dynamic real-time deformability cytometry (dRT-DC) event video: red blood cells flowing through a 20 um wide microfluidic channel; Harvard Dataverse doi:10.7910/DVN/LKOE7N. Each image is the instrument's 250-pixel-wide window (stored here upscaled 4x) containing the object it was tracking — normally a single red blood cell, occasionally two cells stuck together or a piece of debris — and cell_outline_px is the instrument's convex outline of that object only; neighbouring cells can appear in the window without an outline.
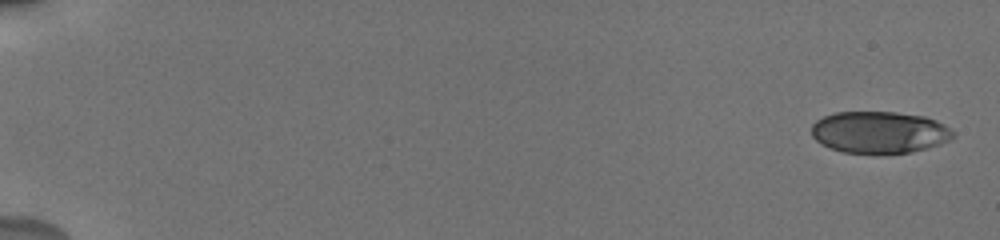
{"species": "human", "species_latin": "Homo sapiens", "temperature_condition": "cold", "stored_images_in_passage": 19, "camera_frame_rate_fps": 3000, "um_per_image_px": 0.085, "donor": {"sex": "male"}, "frame": {"image": 1, "passage_image": 1, "time_ms": 0.0, "image_size_px": [1000, 240], "cell_outline_px": [[956, 136], [952, 140], [940, 144], [912, 152], [844, 152], [820, 144], [812, 136], [812, 124], [816, 120], [824, 116], [836, 112], [896, 112], [924, 116], [936, 120], [952, 128], [956, 132]], "centroid_in_image_um": [74.8, 11.22], "position_along_channel_um": 10.2, "area_um2": 34.51}}
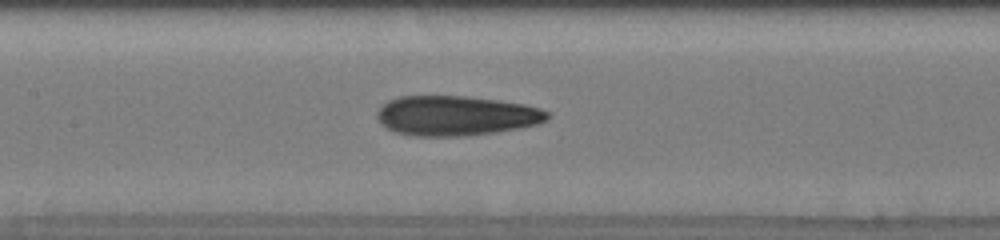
{"frame": {"image": 2, "passage_image": 17, "time_ms": 9.0, "image_size_px": [1000, 240], "cell_outline_px": [[552, 116], [548, 120], [536, 124], [520, 128], [496, 132], [464, 136], [416, 136], [396, 132], [388, 128], [376, 116], [376, 112], [388, 100], [396, 96], [464, 96], [500, 100], [524, 104], [540, 108], [548, 112]], "centroid_in_image_um": [38.8, 9.83], "position_along_channel_um": 168.6, "area_um2": 39.59}}
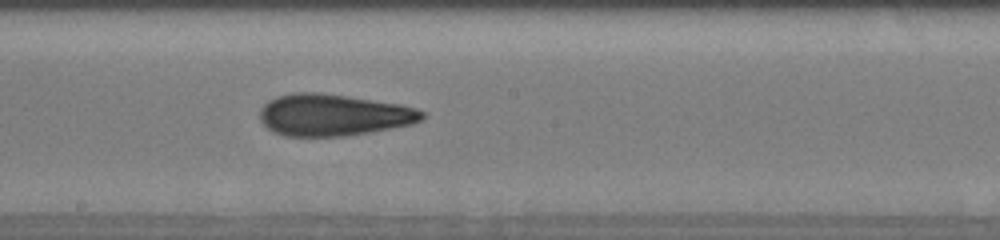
{"frame": {"image": 3, "passage_image": 19, "time_ms": 10.333, "image_size_px": [1000, 240], "cell_outline_px": [[424, 116], [420, 120], [412, 124], [368, 132], [344, 136], [284, 136], [268, 128], [260, 120], [260, 108], [268, 100], [276, 96], [292, 92], [320, 92], [400, 104], [416, 108], [424, 112]], "centroid_in_image_um": [28.3, 9.76], "position_along_channel_um": 219.9, "area_um2": 39.36}}